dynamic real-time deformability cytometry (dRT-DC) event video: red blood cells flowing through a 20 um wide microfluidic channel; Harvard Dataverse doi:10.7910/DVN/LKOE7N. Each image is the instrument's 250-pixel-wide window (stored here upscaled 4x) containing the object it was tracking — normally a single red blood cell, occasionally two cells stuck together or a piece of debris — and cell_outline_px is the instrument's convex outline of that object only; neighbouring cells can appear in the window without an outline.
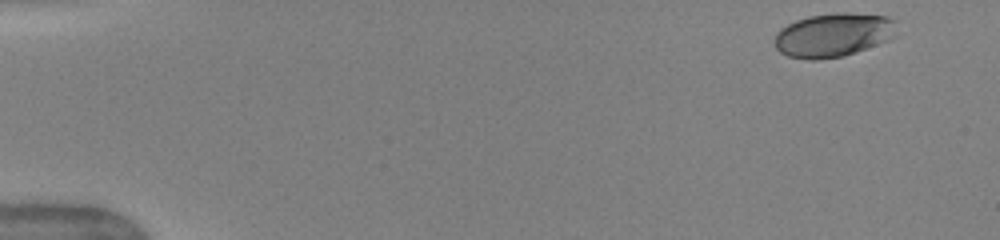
{"species": "human", "species_latin": "Homo sapiens", "temperature_condition": "warm", "stored_images_in_passage": 49, "camera_frame_rate_fps": 3000, "um_per_image_px": 0.085, "donor": {"sex": "female"}, "frame": {"image": 1, "passage_image": 2, "time_ms": 0.333, "image_size_px": [1000, 240], "cell_outline_px": [[896, 36], [888, 40], [844, 56], [820, 60], [808, 60], [788, 56], [780, 52], [776, 48], [772, 40], [776, 32], [780, 28], [796, 20], [808, 16], [836, 12], [848, 12], [888, 16], [896, 20]], "centroid_in_image_um": [70.82, 2.97], "position_along_channel_um": 14.2, "area_um2": 31.73}}
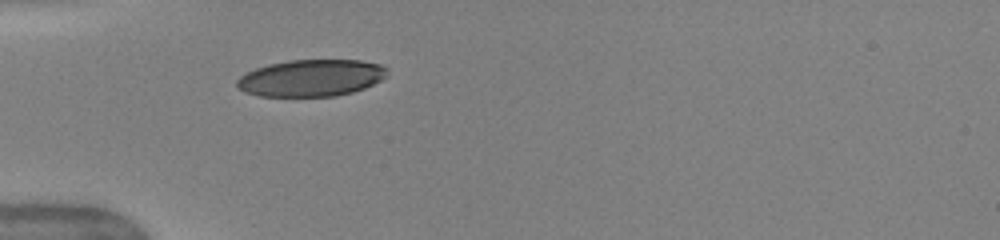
{"frame": {"image": 2, "passage_image": 15, "time_ms": 4.667, "image_size_px": [1000, 240], "cell_outline_px": [[388, 76], [364, 88], [352, 92], [336, 96], [260, 96], [244, 92], [236, 88], [236, 80], [240, 76], [256, 68], [268, 64], [288, 60], [360, 60], [380, 64], [388, 68]], "centroid_in_image_um": [26.44, 6.62], "position_along_channel_um": 58.6, "area_um2": 32.43}}
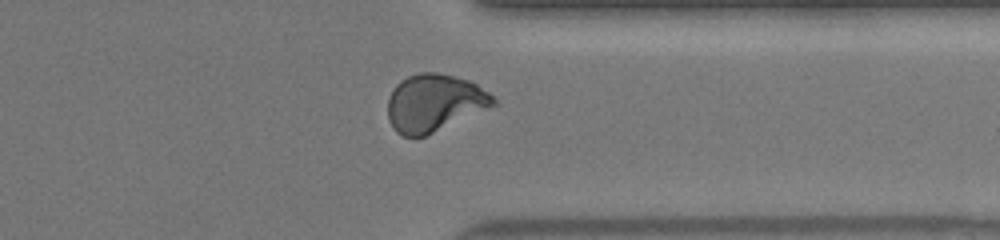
{"frame": {"image": 3, "passage_image": 39, "time_ms": 12.667, "image_size_px": [1000, 240], "cell_outline_px": [[500, 104], [424, 136], [404, 136], [396, 132], [388, 120], [388, 100], [396, 84], [400, 80], [408, 76], [420, 72], [432, 72], [452, 76], [468, 80], [476, 84], [488, 92]], "centroid_in_image_um": [36.93, 8.75], "position_along_channel_um": 374.5, "area_um2": 35.14}, "authors_computed_cell_mechanics": {"area_um2": 34.1598, "velocity_mm_per_s": 4.0437, "shape_relaxation_time_tau1_ms": 4.217, "shape_relaxation_time_tau2_ms": 0.8182, "deformation_change_tau1": 0.1833, "deformation_change_tau2": 0.0542}}